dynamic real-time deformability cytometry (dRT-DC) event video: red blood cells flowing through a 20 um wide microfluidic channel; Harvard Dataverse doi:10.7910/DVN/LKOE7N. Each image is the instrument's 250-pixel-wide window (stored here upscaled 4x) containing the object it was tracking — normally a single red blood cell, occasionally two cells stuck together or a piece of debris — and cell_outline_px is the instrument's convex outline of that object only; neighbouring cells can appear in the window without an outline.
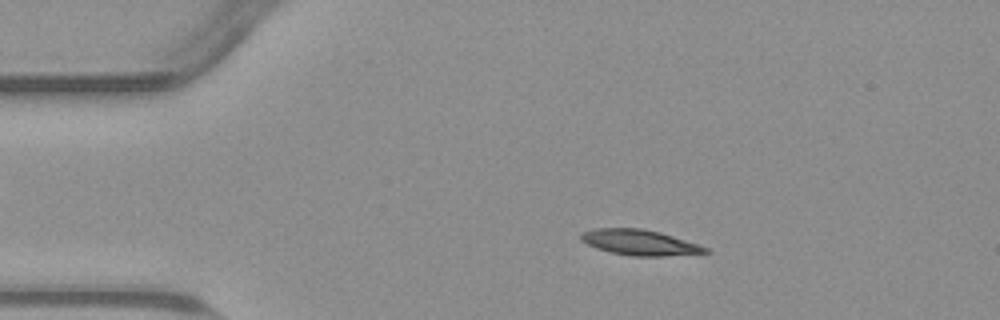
{"species": "common noctule bat (a hibernating species)", "species_latin": "Nyctalus noctula", "temperature_condition": "warm", "stored_images_in_passage": 53, "camera_frame_rate_fps": 3000, "um_per_image_px": 0.085, "animal": {"sex": "male", "body_mass_g": 23.1, "forearm_length_mm": 52.7}, "frame": {"image": 1, "passage_image": 9, "time_ms": 2.667, "image_size_px": [1000, 320], "cell_outline_px": [[712, 252], [664, 256], [632, 256], [612, 252], [596, 248], [580, 240], [580, 232], [596, 228], [640, 228], [660, 232], [708, 248]], "centroid_in_image_um": [54.33, 20.6], "position_along_channel_um": 30.7, "area_um2": 18.32}}
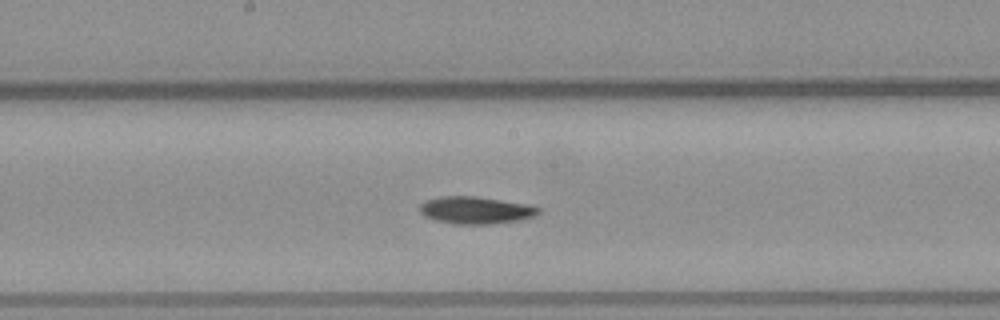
{"frame": {"image": 2, "passage_image": 27, "time_ms": 8.667, "image_size_px": [1000, 320], "cell_outline_px": [[540, 212], [532, 216], [520, 220], [488, 224], [456, 224], [436, 220], [424, 216], [420, 212], [420, 204], [428, 200], [440, 196], [476, 196], [528, 204], [540, 208]], "centroid_in_image_um": [40.43, 17.86], "position_along_channel_um": 207.8, "area_um2": 18.73}}
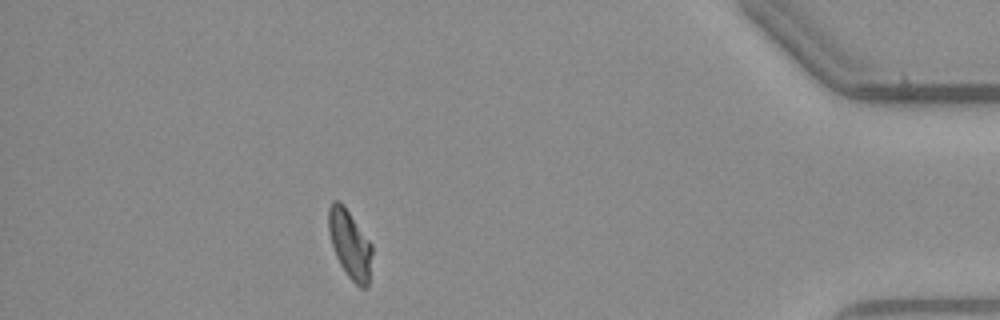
{"frame": {"image": 3, "passage_image": 47, "time_ms": 15.333, "image_size_px": [1000, 320], "cell_outline_px": [[372, 252], [368, 288], [360, 288], [348, 276], [340, 264], [336, 256], [328, 232], [328, 208], [332, 200], [340, 200], [344, 204], [372, 244]], "centroid_in_image_um": [29.73, 20.72], "position_along_channel_um": 405.5, "area_um2": 17.51}, "authors_computed_cell_mechanics": {"area_um2": 18.1492, "velocity_mm_per_s": 3.7734, "shape_relaxation_time_tau1_ms": 5.013, "shape_relaxation_time_tau2_ms": null, "deformation_change_tau1": 0.1633, "deformation_change_tau2": null}}